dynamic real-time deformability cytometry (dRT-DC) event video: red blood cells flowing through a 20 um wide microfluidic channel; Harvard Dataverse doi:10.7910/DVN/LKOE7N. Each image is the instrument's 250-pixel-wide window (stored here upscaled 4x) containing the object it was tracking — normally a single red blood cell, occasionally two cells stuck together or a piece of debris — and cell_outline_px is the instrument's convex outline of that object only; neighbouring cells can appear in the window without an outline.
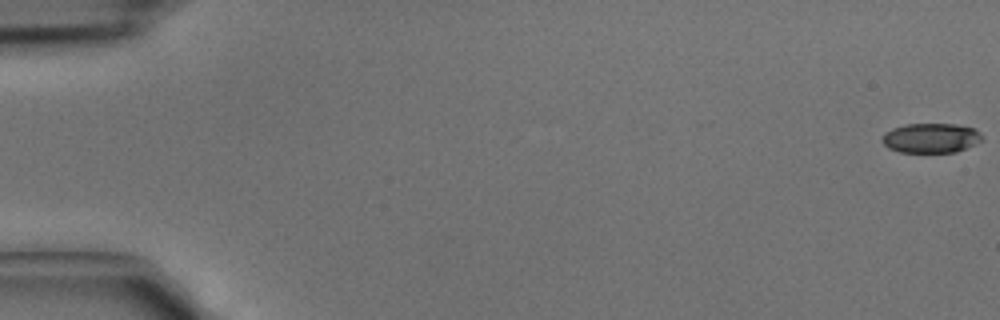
{"species": "common noctule bat (a hibernating species)", "species_latin": "Nyctalus noctula", "temperature_condition": "cold", "stored_images_in_passage": 44, "camera_frame_rate_fps": 3000, "um_per_image_px": 0.085, "animal": {"sex": "male", "body_mass_g": 15.6}, "frame": {"image": 1, "passage_image": 1, "time_ms": 0.0, "image_size_px": [1000, 320], "cell_outline_px": [[984, 140], [956, 152], [900, 152], [888, 148], [880, 140], [884, 132], [892, 128], [908, 124], [956, 124], [976, 128], [980, 132]], "centroid_in_image_um": [79.13, 11.72], "position_along_channel_um": 5.9, "area_um2": 17.46}}
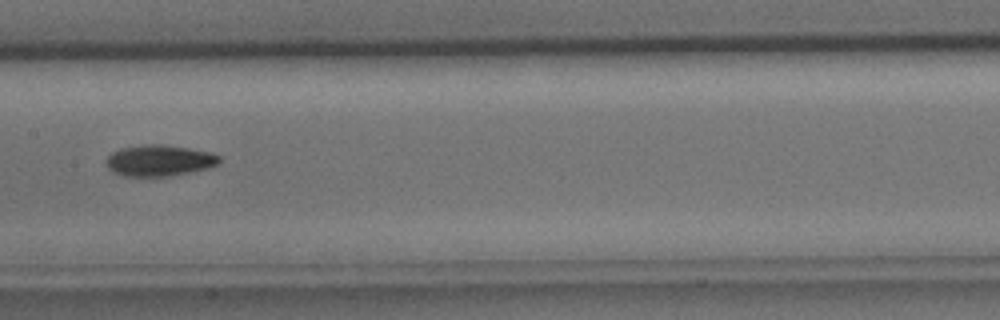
{"frame": {"image": 2, "passage_image": 23, "time_ms": 7.333, "image_size_px": [1000, 320], "cell_outline_px": [[220, 164], [208, 168], [168, 176], [124, 176], [112, 172], [104, 164], [104, 160], [112, 152], [120, 148], [148, 144], [160, 144], [188, 148], [212, 152], [220, 156]], "centroid_in_image_um": [13.52, 13.64], "position_along_channel_um": 193.9, "area_um2": 20.69}}
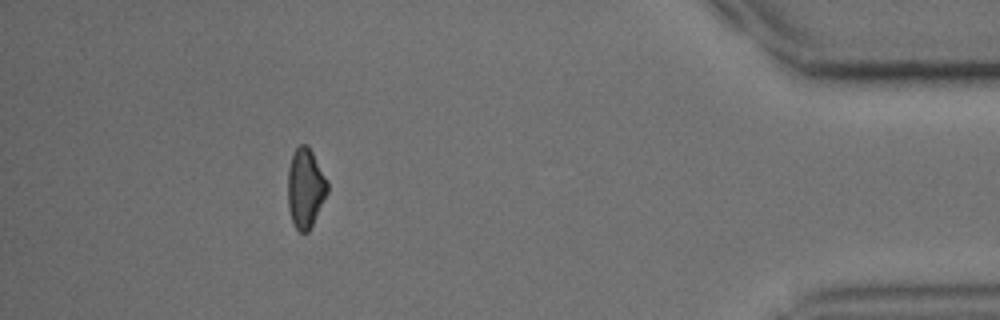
{"frame": {"image": 3, "passage_image": 40, "time_ms": 13.0, "image_size_px": [1000, 320], "cell_outline_px": [[328, 192], [308, 232], [300, 232], [292, 224], [288, 208], [288, 168], [292, 156], [296, 148], [300, 144], [308, 144], [328, 180]], "centroid_in_image_um": [25.96, 15.97], "position_along_channel_um": 409.2, "area_um2": 18.44}}